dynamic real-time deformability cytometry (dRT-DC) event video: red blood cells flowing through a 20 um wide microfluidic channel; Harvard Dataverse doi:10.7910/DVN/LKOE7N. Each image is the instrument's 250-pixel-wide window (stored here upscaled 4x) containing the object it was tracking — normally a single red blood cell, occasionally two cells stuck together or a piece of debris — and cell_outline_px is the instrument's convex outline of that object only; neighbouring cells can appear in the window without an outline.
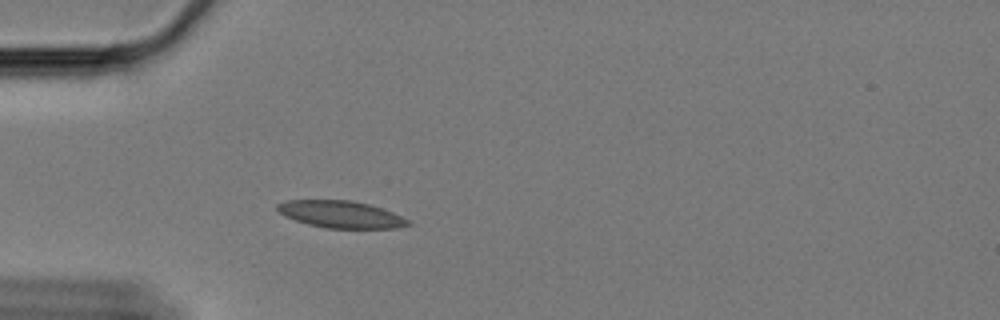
{"species": "Egyptian fruit bat (a non-hibernating species)", "species_latin": "Rousettus aegyptiacus", "temperature_condition": "cold", "stored_images_in_passage": 30, "camera_frame_rate_fps": 3000, "um_per_image_px": 0.085, "animal": {"sex": "female"}, "frame": {"image": 1, "passage_image": 9, "time_ms": 2.667, "image_size_px": [1000, 320], "cell_outline_px": [[412, 224], [396, 228], [328, 228], [308, 224], [284, 216], [276, 208], [276, 204], [288, 200], [352, 200], [368, 204], [392, 212], [412, 220]], "centroid_in_image_um": [29.0, 18.22], "position_along_channel_um": 56.0, "area_um2": 20.58}}
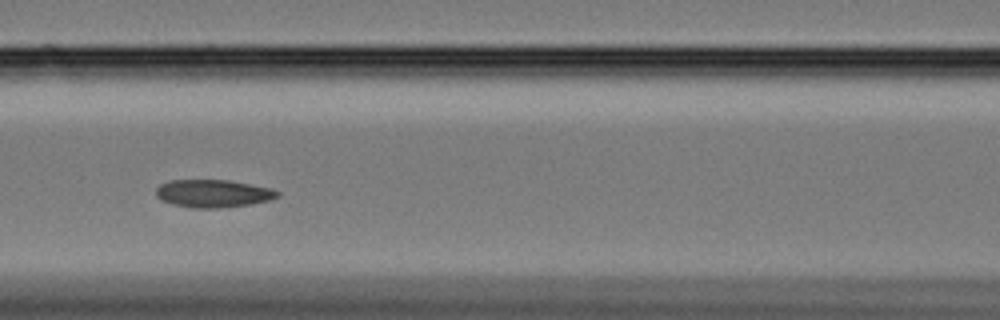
{"frame": {"image": 2, "passage_image": 18, "time_ms": 5.667, "image_size_px": [1000, 320], "cell_outline_px": [[280, 196], [268, 200], [252, 204], [220, 208], [192, 208], [172, 204], [160, 200], [156, 196], [156, 188], [160, 184], [168, 180], [228, 180], [272, 188], [280, 192]], "centroid_in_image_um": [18.1, 16.45], "position_along_channel_um": 148.5, "area_um2": 19.83}}
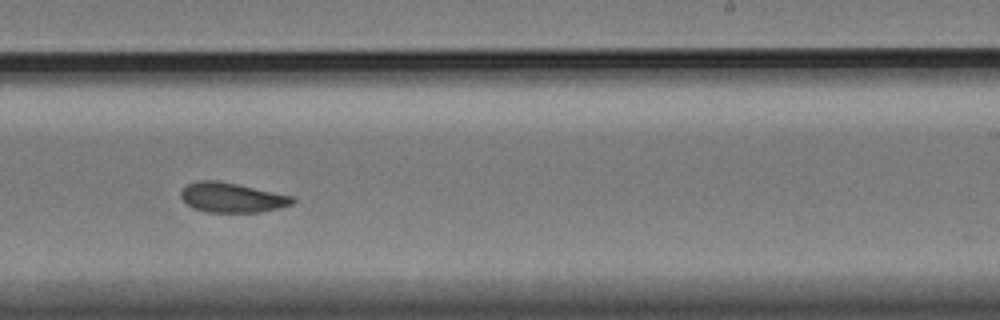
{"frame": {"image": 3, "passage_image": 29, "time_ms": 9.333, "image_size_px": [1000, 320], "cell_outline_px": [[296, 200], [292, 204], [280, 208], [260, 212], [208, 212], [192, 208], [180, 196], [180, 188], [188, 184], [200, 180], [216, 180], [236, 184], [292, 196]], "centroid_in_image_um": [19.68, 16.79], "position_along_channel_um": 269.3, "area_um2": 19.25}}